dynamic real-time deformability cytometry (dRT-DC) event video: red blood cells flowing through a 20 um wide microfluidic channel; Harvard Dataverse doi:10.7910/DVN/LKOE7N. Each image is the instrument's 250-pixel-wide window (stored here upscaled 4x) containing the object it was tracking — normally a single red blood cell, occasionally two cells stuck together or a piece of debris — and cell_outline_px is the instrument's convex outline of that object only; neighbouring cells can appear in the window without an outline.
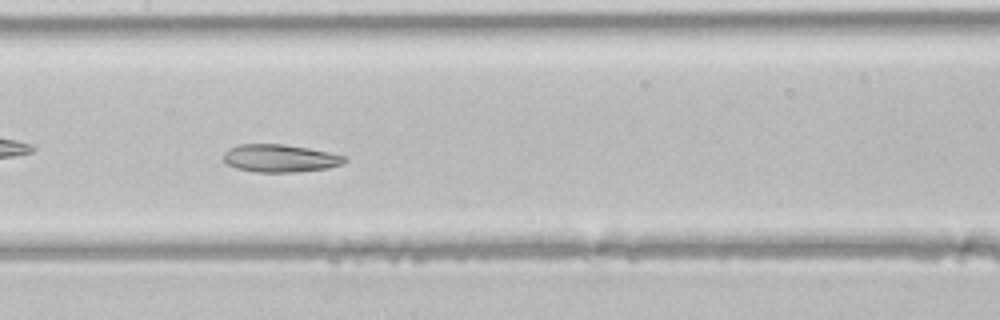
{"species": "common noctule bat (a hibernating species)", "species_latin": "Nyctalus noctula", "temperature_condition": "room temperature", "stored_images_in_passage": 35, "camera_frame_rate_fps": 3000, "um_per_image_px": 0.085, "animal": {"sex": "male", "body_mass_g": 21.5, "forearm_length_mm": 52.0}, "frame": {"image": 1, "passage_image": 11, "time_ms": 3.333, "image_size_px": [1000, 320], "cell_outline_px": [[348, 160], [340, 164], [328, 168], [296, 172], [256, 172], [236, 168], [228, 164], [224, 160], [224, 152], [228, 148], [240, 144], [284, 144], [308, 148], [348, 156]], "centroid_in_image_um": [23.81, 13.45], "position_along_channel_um": 183.6, "area_um2": 19.59}}
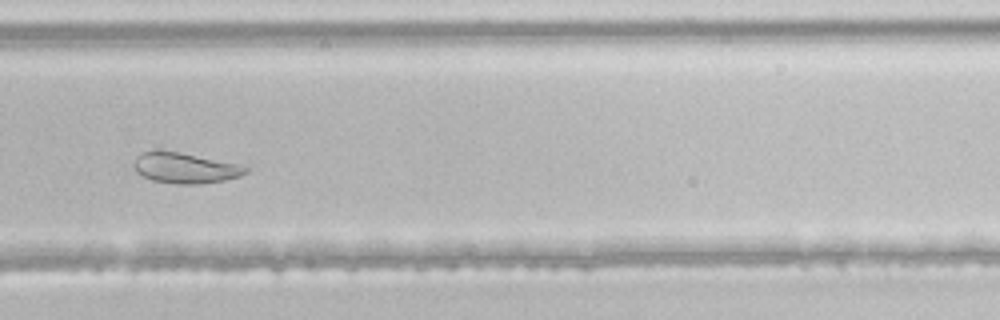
{"frame": {"image": 2, "passage_image": 20, "time_ms": 6.333, "image_size_px": [1000, 320], "cell_outline_px": [[248, 172], [240, 176], [224, 180], [200, 184], [176, 184], [152, 180], [136, 172], [132, 168], [132, 164], [136, 156], [140, 152], [176, 152], [236, 164], [248, 168]], "centroid_in_image_um": [15.68, 14.31], "position_along_channel_um": 314.1, "area_um2": 19.42}}